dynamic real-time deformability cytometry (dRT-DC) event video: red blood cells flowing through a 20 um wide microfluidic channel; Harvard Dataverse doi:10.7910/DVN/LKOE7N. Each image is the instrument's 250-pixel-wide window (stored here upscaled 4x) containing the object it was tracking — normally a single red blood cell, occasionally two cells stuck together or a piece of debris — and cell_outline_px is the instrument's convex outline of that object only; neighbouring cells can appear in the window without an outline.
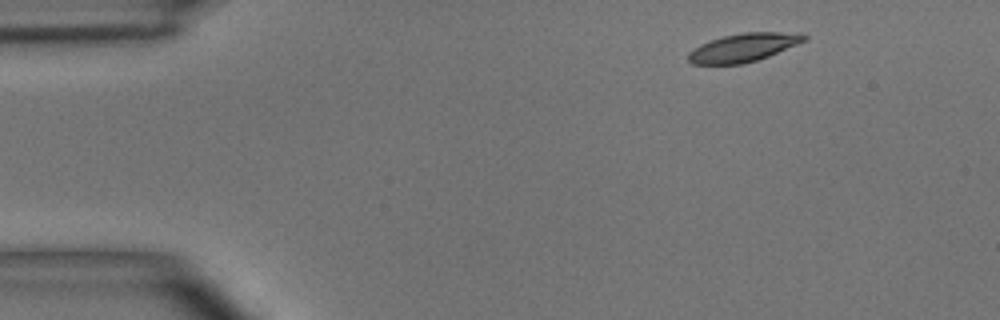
{"species": "common noctule bat (a hibernating species)", "species_latin": "Nyctalus noctula", "temperature_condition": "room temperature", "stored_images_in_passage": 4, "camera_frame_rate_fps": 3000, "um_per_image_px": 0.085, "animal": {"sex": "male", "body_mass_g": 15.6}, "frame": {"image": 1, "passage_image": 1, "time_ms": 0.0, "image_size_px": [1000, 320], "cell_outline_px": [[808, 36], [804, 40], [796, 44], [768, 56], [744, 64], [692, 64], [688, 60], [688, 52], [700, 44], [724, 36], [744, 32], [800, 32]], "centroid_in_image_um": [63.18, 4.04], "position_along_channel_um": 21.8, "area_um2": 18.96}}
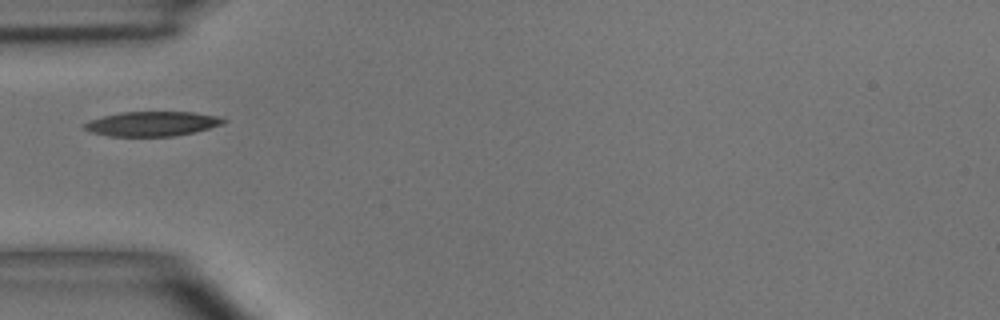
{"frame": {"image": 2, "passage_image": 4, "time_ms": 3.333, "image_size_px": [1000, 320], "cell_outline_px": [[228, 120], [224, 124], [176, 136], [108, 136], [92, 132], [84, 128], [84, 124], [88, 120], [120, 112], [196, 112], [216, 116]], "centroid_in_image_um": [12.93, 10.51], "position_along_channel_um": 72.1, "area_um2": 19.88}}